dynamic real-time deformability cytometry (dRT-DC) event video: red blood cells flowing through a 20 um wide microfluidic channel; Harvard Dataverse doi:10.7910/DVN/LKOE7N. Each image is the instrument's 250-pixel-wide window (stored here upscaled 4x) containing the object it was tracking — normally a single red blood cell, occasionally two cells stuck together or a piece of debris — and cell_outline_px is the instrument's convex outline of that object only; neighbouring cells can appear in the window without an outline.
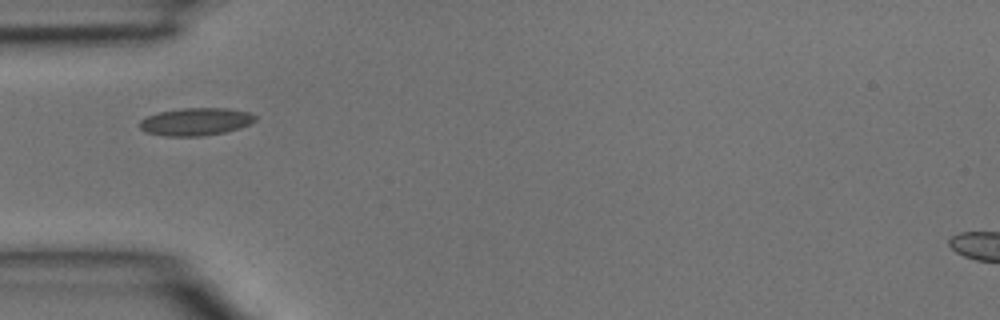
{"species": "common noctule bat (a hibernating species)", "species_latin": "Nyctalus noctula", "temperature_condition": "room temperature", "stored_images_in_passage": 5, "camera_frame_rate_fps": 3000, "um_per_image_px": 0.085, "animal": {"sex": "male", "body_mass_g": 15.6}, "frame": {"image": 1, "passage_image": 4, "time_ms": 1.0, "image_size_px": [1000, 320], "cell_outline_px": [[256, 120], [240, 128], [224, 132], [204, 136], [164, 136], [148, 132], [140, 128], [140, 120], [148, 116], [160, 112], [184, 108], [228, 108], [252, 112], [256, 116]], "centroid_in_image_um": [16.68, 10.34], "position_along_channel_um": 68.3, "area_um2": 18.55}}